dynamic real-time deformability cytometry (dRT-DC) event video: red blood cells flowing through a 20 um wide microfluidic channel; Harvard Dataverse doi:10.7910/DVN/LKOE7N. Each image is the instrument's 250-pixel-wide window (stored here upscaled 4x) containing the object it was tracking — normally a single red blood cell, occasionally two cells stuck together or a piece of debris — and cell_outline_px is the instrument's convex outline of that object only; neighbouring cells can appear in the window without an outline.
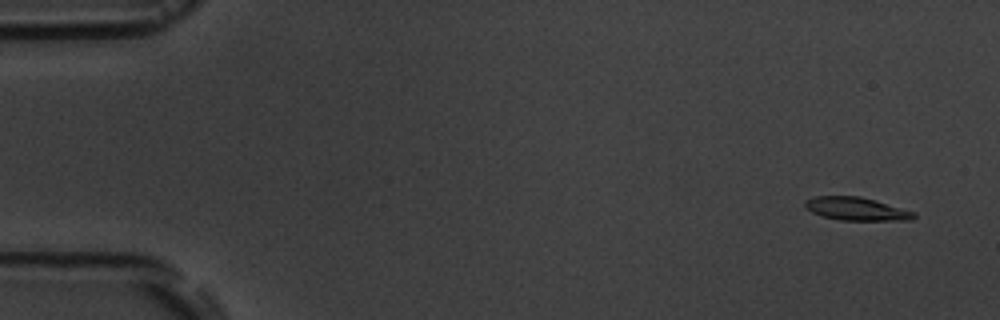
{"species": "common noctule bat (a hibernating species)", "species_latin": "Nyctalus noctula", "temperature_condition": "room temperature", "stored_images_in_passage": 7, "camera_frame_rate_fps": 3000, "um_per_image_px": 0.085, "animal": {"sex": "male", "body_mass_g": 19.5, "forearm_length_mm": 54.6}, "frame": {"image": 1, "passage_image": 2, "time_ms": 1.0, "image_size_px": [1000, 320], "cell_outline_px": [[916, 216], [912, 220], [840, 220], [820, 216], [804, 208], [804, 200], [816, 196], [860, 196], [916, 212]], "centroid_in_image_um": [72.76, 17.75], "position_along_channel_um": 12.2, "area_um2": 14.74}}
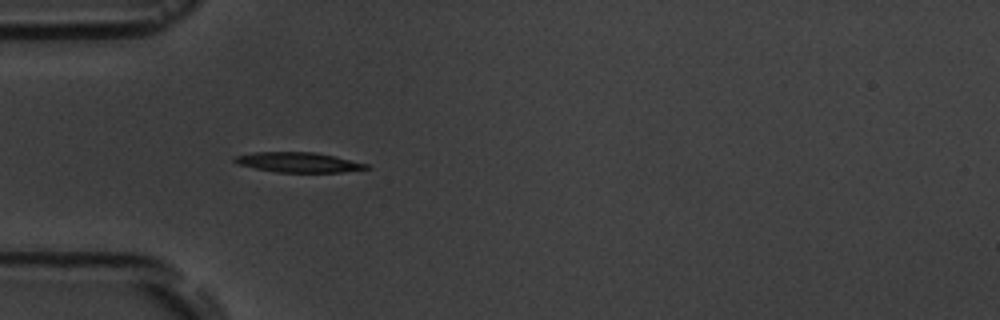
{"frame": {"image": 2, "passage_image": 6, "time_ms": 5.667, "image_size_px": [1000, 320], "cell_outline_px": [[372, 168], [340, 172], [276, 172], [236, 164], [232, 160], [232, 156], [256, 152], [316, 152], [336, 156], [368, 164]], "centroid_in_image_um": [25.35, 13.79], "position_along_channel_um": 59.7, "area_um2": 15.43}}
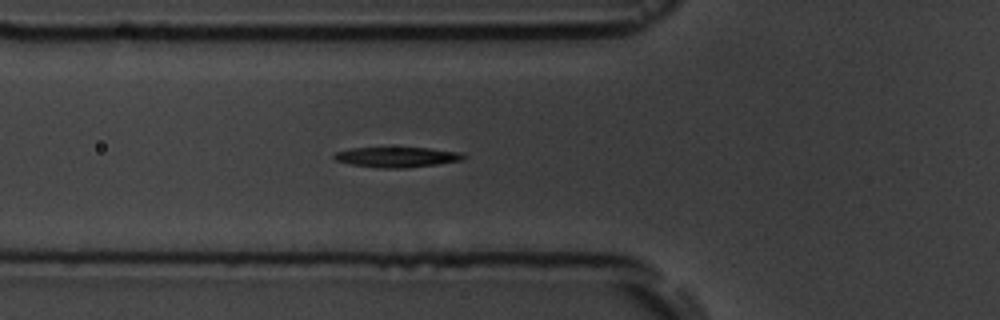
{"frame": {"image": 3, "passage_image": 7, "time_ms": 6.667, "image_size_px": [1000, 320], "cell_outline_px": [[468, 156], [464, 160], [408, 168], [380, 168], [352, 164], [336, 160], [332, 156], [336, 152], [352, 148], [432, 148], [460, 152]], "centroid_in_image_um": [33.8, 13.35], "position_along_channel_um": 92.0, "area_um2": 15.2}}